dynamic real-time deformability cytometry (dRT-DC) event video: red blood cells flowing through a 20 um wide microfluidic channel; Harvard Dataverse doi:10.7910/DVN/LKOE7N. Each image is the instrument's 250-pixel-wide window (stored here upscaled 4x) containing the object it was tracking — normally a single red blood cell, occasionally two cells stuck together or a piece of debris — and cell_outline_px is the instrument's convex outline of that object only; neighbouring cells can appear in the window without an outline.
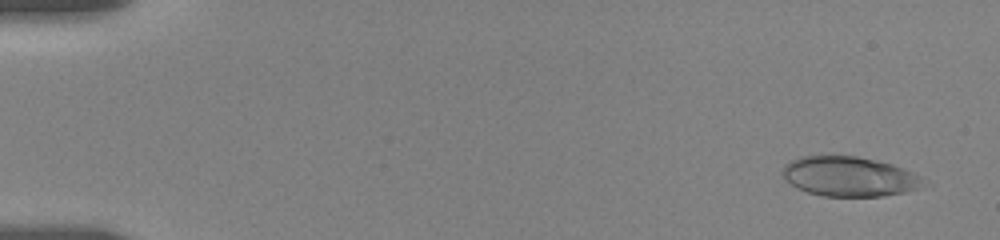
{"species": "human", "species_latin": "Homo sapiens", "temperature_condition": "room temperature", "stored_images_in_passage": 56, "camera_frame_rate_fps": 3000, "um_per_image_px": 0.085, "donor": {"sex": "female"}, "frame": {"image": 1, "passage_image": 4, "time_ms": 1.0, "image_size_px": [1000, 240], "cell_outline_px": [[932, 184], [920, 188], [904, 192], [884, 196], [820, 196], [796, 188], [784, 180], [780, 172], [784, 164], [800, 156], [856, 156], [876, 160], [892, 164], [904, 168], [912, 172]], "centroid_in_image_um": [72.19, 15.01], "position_along_channel_um": 12.8, "area_um2": 33.12}}
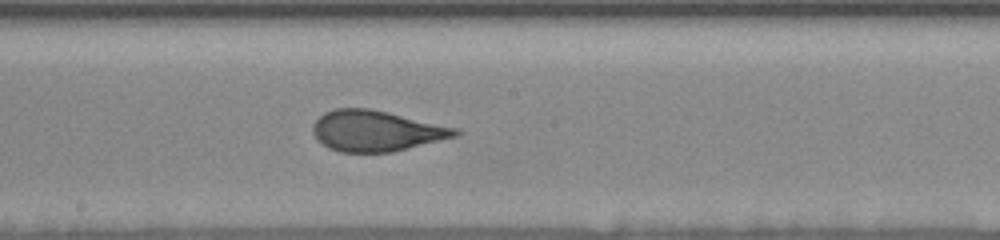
{"frame": {"image": 2, "passage_image": 32, "time_ms": 10.333, "image_size_px": [1000, 240], "cell_outline_px": [[460, 132], [456, 136], [392, 152], [340, 152], [328, 148], [312, 132], [312, 124], [324, 112], [336, 108], [368, 108], [388, 112], [460, 128]], "centroid_in_image_um": [31.98, 11.11], "position_along_channel_um": 216.2, "area_um2": 33.7}}
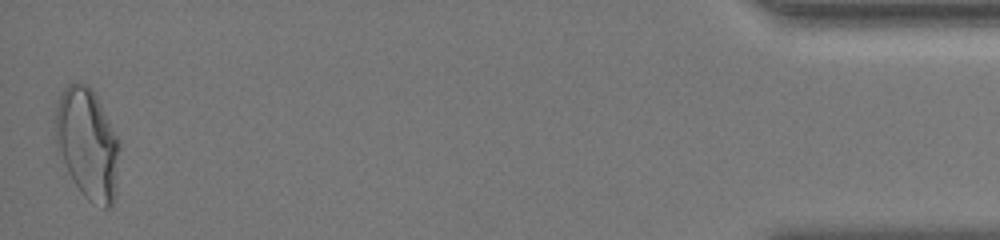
{"frame": {"image": 3, "passage_image": 56, "time_ms": 18.333, "image_size_px": [1000, 240], "cell_outline_px": [[120, 148], [112, 204], [108, 208], [104, 208], [88, 200], [84, 196], [72, 180], [68, 172], [56, 140], [56, 108], [60, 96], [64, 88], [68, 84], [88, 84], [92, 88], [120, 140]], "centroid_in_image_um": [7.45, 12.19], "position_along_channel_um": 427.7, "area_um2": 40.58}, "authors_computed_cell_mechanics": {"area_um2": 33.9864, "velocity_mm_per_s": 3.6463, "shape_relaxation_time_tau1_ms": 5.3795, "shape_relaxation_time_tau2_ms": 0.7227, "deformation_change_tau1": 0.183, "deformation_change_tau2": 0.0664}}